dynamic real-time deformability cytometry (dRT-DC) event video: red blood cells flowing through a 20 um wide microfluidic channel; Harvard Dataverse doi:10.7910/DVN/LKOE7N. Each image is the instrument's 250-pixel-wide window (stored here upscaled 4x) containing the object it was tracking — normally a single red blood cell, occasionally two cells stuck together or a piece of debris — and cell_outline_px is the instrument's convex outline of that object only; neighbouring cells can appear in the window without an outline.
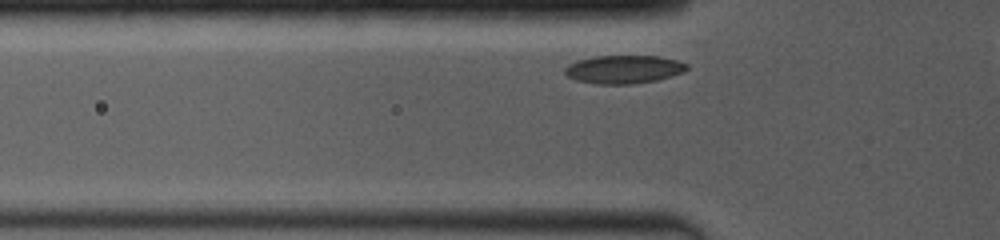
{"species": "common noctule bat (a hibernating species)", "species_latin": "Nyctalus noctula", "temperature_condition": "room temperature", "stored_images_in_passage": 34, "camera_frame_rate_fps": 4000, "um_per_image_px": 0.085, "animal": {"sex": "female", "body_mass_g": 19.0, "forearm_length_mm": 53.3}, "frame": {"image": 1, "passage_image": 3, "time_ms": 0.5, "image_size_px": [1000, 240], "cell_outline_px": [[688, 68], [684, 72], [656, 80], [632, 84], [596, 84], [576, 80], [568, 76], [564, 72], [564, 68], [568, 64], [580, 60], [596, 56], [656, 56], [676, 60], [688, 64]], "centroid_in_image_um": [53.01, 5.9], "position_along_channel_um": 72.8, "area_um2": 19.94}}
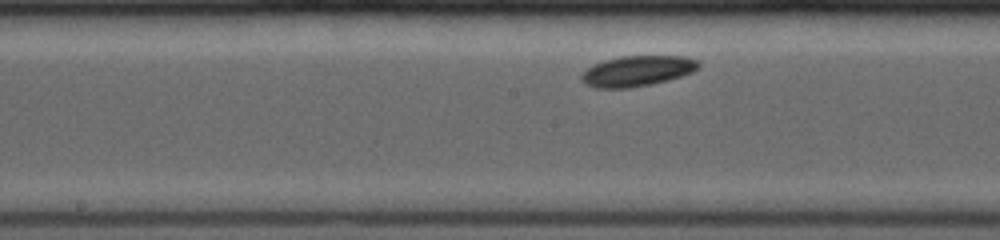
{"frame": {"image": 2, "passage_image": 16, "time_ms": 3.75, "image_size_px": [1000, 240], "cell_outline_px": [[700, 64], [692, 72], [668, 80], [628, 88], [596, 88], [584, 84], [580, 80], [580, 76], [588, 68], [604, 60], [620, 56], [684, 56], [700, 60]], "centroid_in_image_um": [54.15, 6.03], "position_along_channel_um": 194.0, "area_um2": 20.69}}
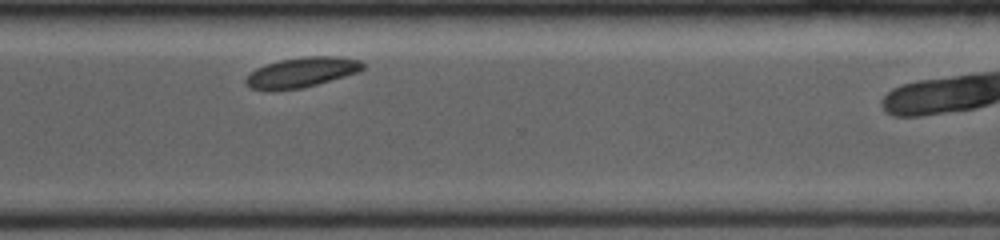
{"frame": {"image": 3, "passage_image": 33, "time_ms": 7.75, "image_size_px": [1000, 240], "cell_outline_px": [[364, 68], [356, 72], [344, 76], [316, 84], [300, 88], [272, 92], [252, 88], [244, 84], [244, 80], [256, 68], [280, 60], [304, 56], [340, 56], [360, 60], [364, 64]], "centroid_in_image_um": [25.61, 6.15], "position_along_channel_um": 345.0, "area_um2": 20.46}}